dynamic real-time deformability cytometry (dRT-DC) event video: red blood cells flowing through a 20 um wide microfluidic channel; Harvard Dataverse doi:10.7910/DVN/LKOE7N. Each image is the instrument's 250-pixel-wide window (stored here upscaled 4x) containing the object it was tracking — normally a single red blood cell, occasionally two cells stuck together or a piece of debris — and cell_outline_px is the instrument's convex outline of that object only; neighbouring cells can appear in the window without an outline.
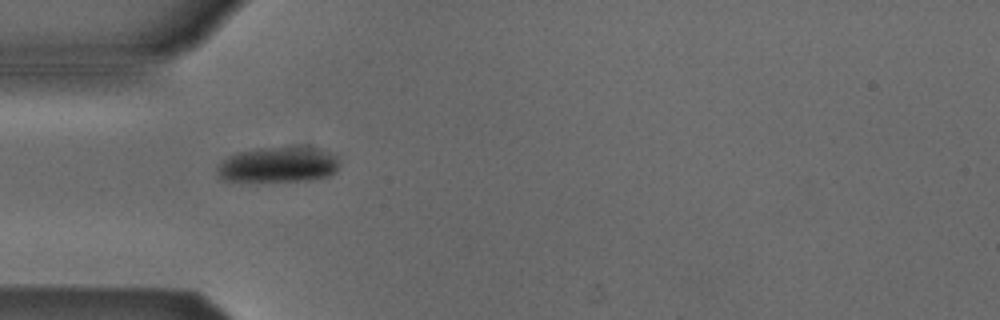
{"species": "Egyptian fruit bat (a non-hibernating species)", "species_latin": "Rousettus aegyptiacus", "temperature_condition": "cold", "stored_images_in_passage": 6, "camera_frame_rate_fps": 3000, "um_per_image_px": 0.085, "animal": {"sex": "male"}, "frame": {"image": 1, "passage_image": 5, "time_ms": 4.667, "image_size_px": [1000, 320], "cell_outline_px": [[340, 164], [336, 172], [328, 176], [308, 180], [224, 180], [220, 176], [216, 168], [228, 156], [236, 152], [260, 148], [316, 148], [328, 152], [336, 156], [340, 160]], "centroid_in_image_um": [23.69, 13.99], "position_along_channel_um": 61.3, "area_um2": 24.68}}